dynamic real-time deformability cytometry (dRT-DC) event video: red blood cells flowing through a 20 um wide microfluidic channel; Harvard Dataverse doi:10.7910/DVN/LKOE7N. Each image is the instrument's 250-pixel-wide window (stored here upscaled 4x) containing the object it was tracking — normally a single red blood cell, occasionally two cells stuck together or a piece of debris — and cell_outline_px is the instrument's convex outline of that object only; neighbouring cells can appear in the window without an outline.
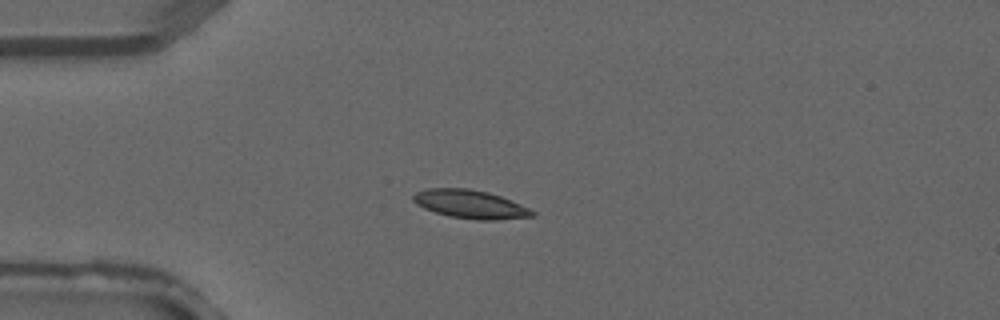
{"species": "common noctule bat (a hibernating species)", "species_latin": "Nyctalus noctula", "temperature_condition": "warm", "stored_images_in_passage": 2, "camera_frame_rate_fps": 3000, "um_per_image_px": 0.085, "animal": {"sex": "male", "forearm_length_mm": 52.5}, "frame": {"image": 1, "passage_image": 1, "time_ms": 0.0, "image_size_px": [1000, 320], "cell_outline_px": [[536, 216], [496, 220], [476, 220], [448, 216], [424, 208], [416, 204], [412, 200], [412, 196], [416, 192], [424, 188], [468, 188], [488, 192], [500, 196], [520, 204], [536, 212]], "centroid_in_image_um": [39.96, 17.36], "position_along_channel_um": 45.0, "area_um2": 19.83}}
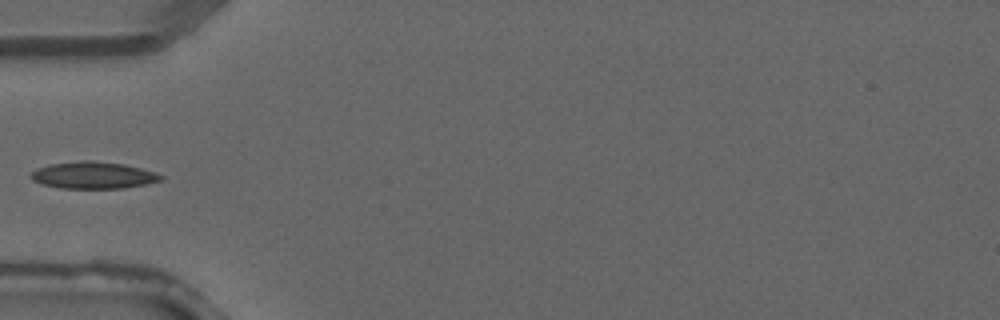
{"frame": {"image": 2, "passage_image": 2, "time_ms": 0.333, "image_size_px": [1000, 320], "cell_outline_px": [[164, 180], [124, 188], [60, 188], [44, 184], [32, 180], [28, 176], [36, 168], [48, 164], [84, 160], [92, 160], [124, 164], [156, 172], [164, 176]], "centroid_in_image_um": [7.92, 14.88], "position_along_channel_um": 77.1, "area_um2": 20.46}}